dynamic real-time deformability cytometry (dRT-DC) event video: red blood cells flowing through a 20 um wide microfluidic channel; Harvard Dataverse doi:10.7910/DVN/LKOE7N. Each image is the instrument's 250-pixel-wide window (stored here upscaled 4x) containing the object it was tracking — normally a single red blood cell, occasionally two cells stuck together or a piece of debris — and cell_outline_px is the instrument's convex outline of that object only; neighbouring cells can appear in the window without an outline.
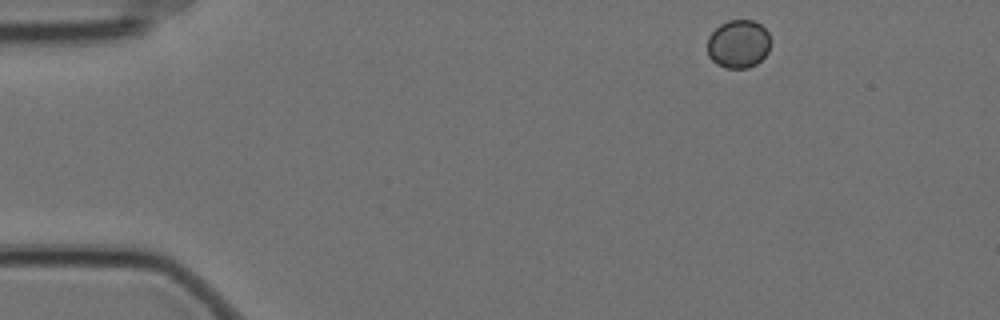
{"species": "Egyptian fruit bat (a non-hibernating species)", "species_latin": "Rousettus aegyptiacus", "temperature_condition": "cold", "stored_images_in_passage": 5, "camera_frame_rate_fps": 3000, "um_per_image_px": 0.085, "animal": {"sex": "female"}, "frame": {"image": 1, "passage_image": 1, "time_ms": 0.0, "image_size_px": [1000, 320], "cell_outline_px": [[768, 52], [756, 64], [748, 68], [724, 68], [716, 64], [708, 56], [708, 36], [720, 24], [728, 20], [752, 20], [760, 24], [768, 32]], "centroid_in_image_um": [62.73, 3.74], "position_along_channel_um": 22.3, "area_um2": 17.69}}
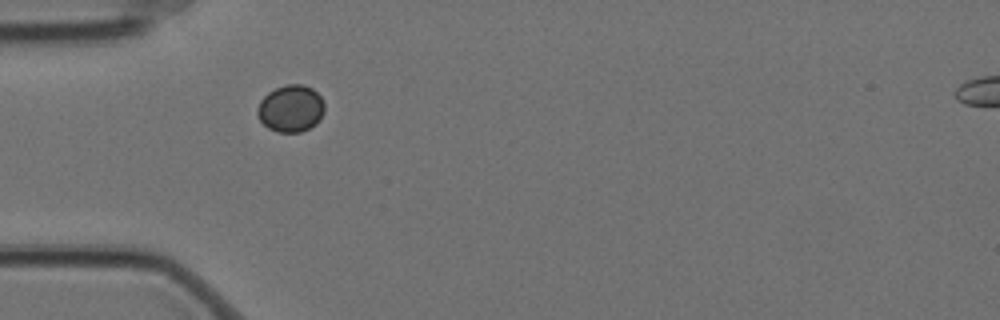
{"frame": {"image": 2, "passage_image": 4, "time_ms": 1.0, "image_size_px": [1000, 320], "cell_outline_px": [[324, 112], [320, 120], [316, 124], [300, 132], [276, 132], [268, 128], [260, 120], [256, 112], [256, 108], [260, 100], [268, 92], [276, 88], [288, 84], [300, 84], [312, 88], [320, 96], [324, 104]], "centroid_in_image_um": [24.7, 9.23], "position_along_channel_um": 60.3, "area_um2": 18.44}}
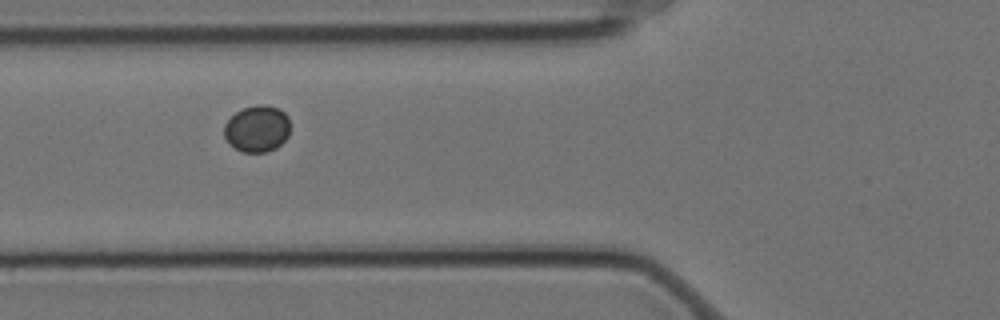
{"frame": {"image": 3, "passage_image": 5, "time_ms": 1.333, "image_size_px": [1000, 320], "cell_outline_px": [[288, 136], [276, 148], [268, 152], [244, 152], [228, 144], [224, 136], [224, 124], [236, 112], [244, 108], [256, 104], [264, 104], [276, 108], [284, 112], [288, 116]], "centroid_in_image_um": [21.83, 10.94], "position_along_channel_um": 104.0, "area_um2": 17.86}}